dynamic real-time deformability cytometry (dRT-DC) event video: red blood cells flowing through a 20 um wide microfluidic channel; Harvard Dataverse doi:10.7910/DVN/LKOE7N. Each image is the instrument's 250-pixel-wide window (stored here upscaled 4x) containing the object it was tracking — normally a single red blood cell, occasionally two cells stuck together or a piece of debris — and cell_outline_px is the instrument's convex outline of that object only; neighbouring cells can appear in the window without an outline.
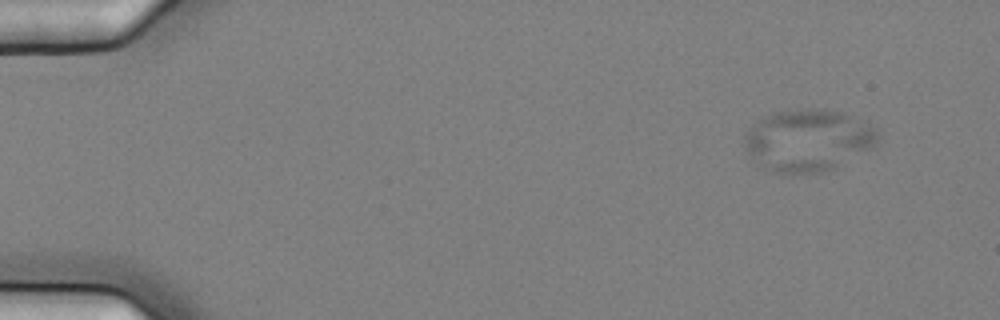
{"species": "common noctule bat (a hibernating species)", "species_latin": "Nyctalus noctula", "temperature_condition": "cold", "stored_images_in_passage": 4, "camera_frame_rate_fps": 3000, "um_per_image_px": 0.085, "animal": {"sex": "female", "body_mass_g": 25.1}, "frame": {"image": 1, "passage_image": 1, "time_ms": 0.0, "image_size_px": [1000, 320], "cell_outline_px": [[880, 140], [872, 148], [836, 168], [824, 172], [776, 172], [764, 168], [744, 148], [744, 136], [760, 120], [772, 112], [804, 108], [824, 108], [844, 112], [856, 116], [880, 128]], "centroid_in_image_um": [68.8, 11.89], "position_along_channel_um": 16.2, "area_um2": 48.55}}
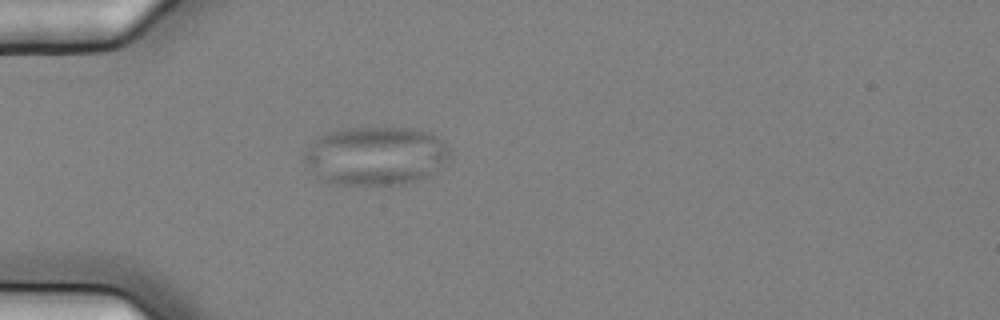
{"frame": {"image": 2, "passage_image": 4, "time_ms": 1.0, "image_size_px": [1000, 320], "cell_outline_px": [[452, 160], [420, 180], [404, 184], [332, 184], [316, 176], [304, 168], [304, 152], [320, 136], [328, 132], [348, 128], [412, 128], [436, 136], [444, 140], [452, 156]], "centroid_in_image_um": [31.95, 13.26], "position_along_channel_um": 53.1, "area_um2": 50.0}}